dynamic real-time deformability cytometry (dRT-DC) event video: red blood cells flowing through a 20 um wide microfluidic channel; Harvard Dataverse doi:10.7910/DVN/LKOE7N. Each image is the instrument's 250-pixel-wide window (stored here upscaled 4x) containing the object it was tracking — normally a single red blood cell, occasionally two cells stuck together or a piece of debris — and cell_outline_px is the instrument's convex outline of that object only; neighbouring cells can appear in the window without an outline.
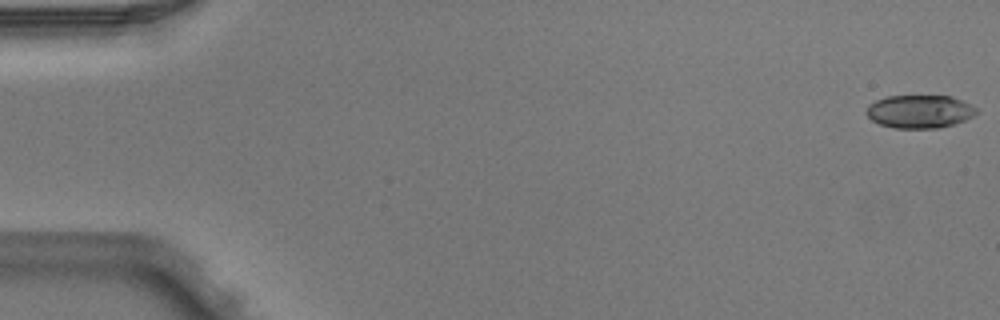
{"species": "Egyptian fruit bat (a non-hibernating species)", "species_latin": "Rousettus aegyptiacus", "temperature_condition": "warm", "stored_images_in_passage": 4, "camera_frame_rate_fps": 3000, "um_per_image_px": 0.085, "animal": {"sex": "male"}, "frame": {"image": 1, "passage_image": 1, "time_ms": 0.0, "image_size_px": [1000, 320], "cell_outline_px": [[980, 112], [964, 120], [940, 128], [892, 128], [880, 124], [872, 120], [864, 112], [868, 104], [876, 100], [888, 96], [952, 96], [976, 108]], "centroid_in_image_um": [78.13, 9.48], "position_along_channel_um": 6.9, "area_um2": 21.21}}
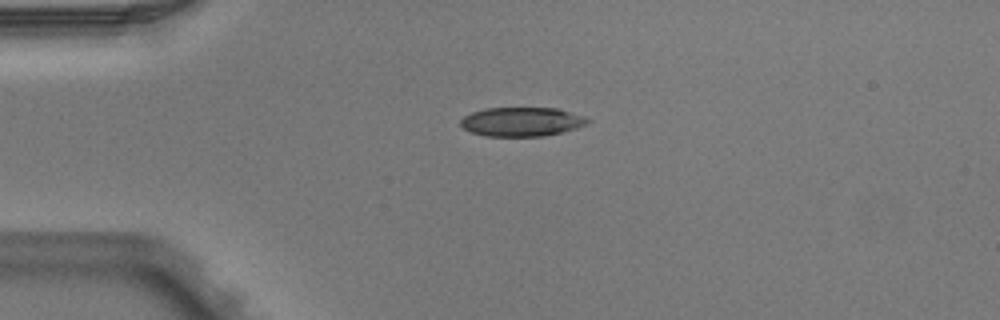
{"frame": {"image": 2, "passage_image": 3, "time_ms": 0.667, "image_size_px": [1000, 320], "cell_outline_px": [[592, 120], [588, 124], [576, 128], [544, 136], [484, 136], [472, 132], [464, 128], [460, 124], [460, 120], [464, 116], [472, 112], [484, 108], [560, 108], [584, 116]], "centroid_in_image_um": [44.37, 10.34], "position_along_channel_um": 40.6, "area_um2": 21.62}}